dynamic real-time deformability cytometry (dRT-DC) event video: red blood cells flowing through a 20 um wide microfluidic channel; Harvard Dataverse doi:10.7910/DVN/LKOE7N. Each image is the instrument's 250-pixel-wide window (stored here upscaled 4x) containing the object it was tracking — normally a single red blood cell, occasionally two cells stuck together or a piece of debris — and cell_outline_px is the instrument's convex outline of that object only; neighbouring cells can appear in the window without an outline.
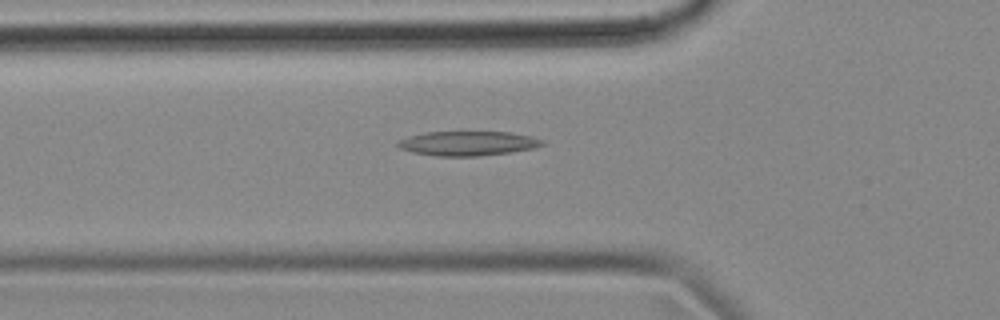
{"species": "common noctule bat (a hibernating species)", "species_latin": "Nyctalus noctula", "temperature_condition": "cold", "stored_images_in_passage": 55, "camera_frame_rate_fps": 3000, "um_per_image_px": 0.085, "animal": {"sex": "female", "body_mass_g": 18.4}, "frame": {"image": 1, "passage_image": 18, "time_ms": 5.667, "image_size_px": [1000, 320], "cell_outline_px": [[544, 144], [536, 148], [512, 152], [476, 156], [436, 156], [412, 152], [400, 148], [396, 144], [396, 140], [408, 136], [424, 132], [512, 132], [532, 136], [544, 140]], "centroid_in_image_um": [39.77, 12.18], "position_along_channel_um": 86.0, "area_um2": 20.81}}
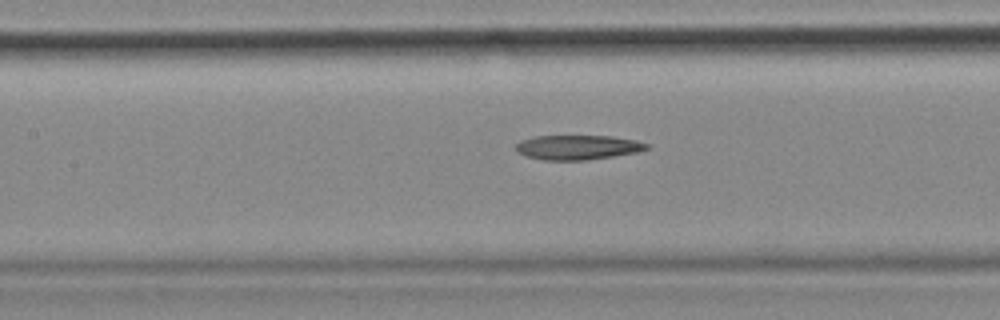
{"frame": {"image": 2, "passage_image": 24, "time_ms": 7.667, "image_size_px": [1000, 320], "cell_outline_px": [[652, 148], [636, 152], [588, 160], [544, 160], [524, 156], [516, 152], [516, 144], [520, 140], [536, 136], [612, 136], [636, 140], [648, 144]], "centroid_in_image_um": [49.09, 12.52], "position_along_channel_um": 158.3, "area_um2": 18.84}}
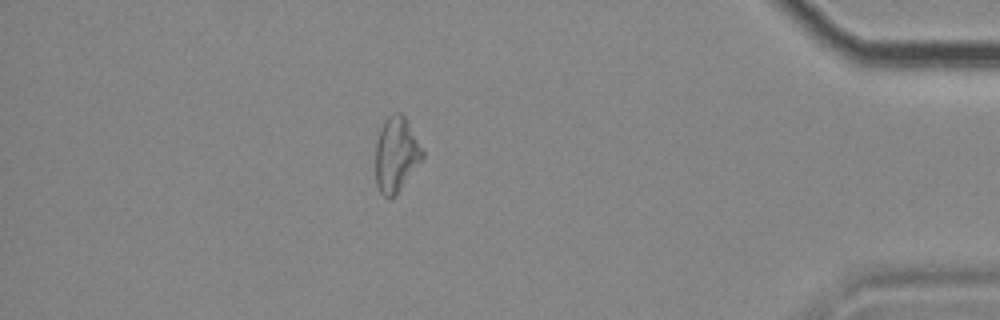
{"frame": {"image": 3, "passage_image": 48, "time_ms": 15.667, "image_size_px": [1000, 320], "cell_outline_px": [[424, 156], [396, 196], [388, 200], [380, 192], [376, 184], [376, 144], [380, 128], [384, 120], [388, 116], [396, 112], [400, 112], [404, 116], [424, 152]], "centroid_in_image_um": [33.65, 13.16], "position_along_channel_um": 401.5, "area_um2": 20.4}}